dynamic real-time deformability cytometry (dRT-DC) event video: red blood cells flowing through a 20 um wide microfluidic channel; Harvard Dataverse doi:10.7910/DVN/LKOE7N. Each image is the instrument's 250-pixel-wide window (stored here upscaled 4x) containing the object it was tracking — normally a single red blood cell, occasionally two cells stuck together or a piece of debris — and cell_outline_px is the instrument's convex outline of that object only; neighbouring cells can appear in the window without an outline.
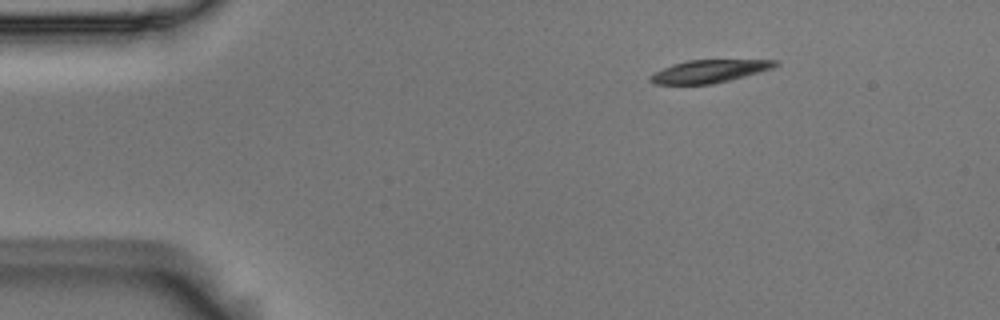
{"species": "Egyptian fruit bat (a non-hibernating species)", "species_latin": "Rousettus aegyptiacus", "temperature_condition": "room temperature", "stored_images_in_passage": 3, "camera_frame_rate_fps": 3000, "um_per_image_px": 0.085, "animal": {"sex": "male"}, "frame": {"image": 1, "passage_image": 3, "time_ms": 0.667, "image_size_px": [1000, 320], "cell_outline_px": [[780, 64], [772, 68], [744, 76], [712, 84], [652, 84], [648, 80], [648, 76], [672, 64], [688, 60], [776, 60]], "centroid_in_image_um": [60.24, 6.06], "position_along_channel_um": 24.8, "area_um2": 16.42}}